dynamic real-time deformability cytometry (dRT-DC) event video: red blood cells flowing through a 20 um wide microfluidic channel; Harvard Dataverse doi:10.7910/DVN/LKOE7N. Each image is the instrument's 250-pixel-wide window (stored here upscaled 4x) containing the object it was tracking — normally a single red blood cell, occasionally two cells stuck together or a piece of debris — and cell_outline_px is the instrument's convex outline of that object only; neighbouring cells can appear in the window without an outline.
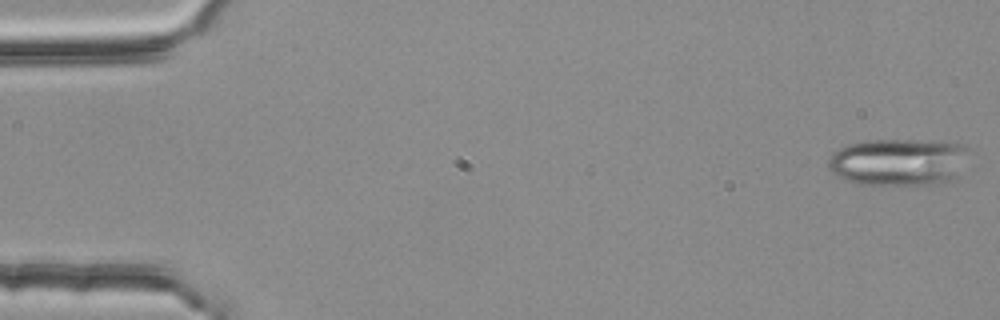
{"species": "common noctule bat (a hibernating species)", "species_latin": "Nyctalus noctula", "temperature_condition": "room temperature", "stored_images_in_passage": 54, "camera_frame_rate_fps": 3000, "um_per_image_px": 0.085, "animal": {"sex": "female", "body_mass_g": 25.1}, "frame": {"image": 1, "passage_image": 1, "time_ms": 0.0, "image_size_px": [1000, 320], "cell_outline_px": [[968, 148], [956, 176], [940, 184], [864, 184], [848, 180], [836, 176], [828, 168], [828, 160], [832, 152], [848, 144], [868, 140], [908, 140], [964, 144]], "centroid_in_image_um": [76.3, 13.76], "position_along_channel_um": 8.7, "area_um2": 38.03}}
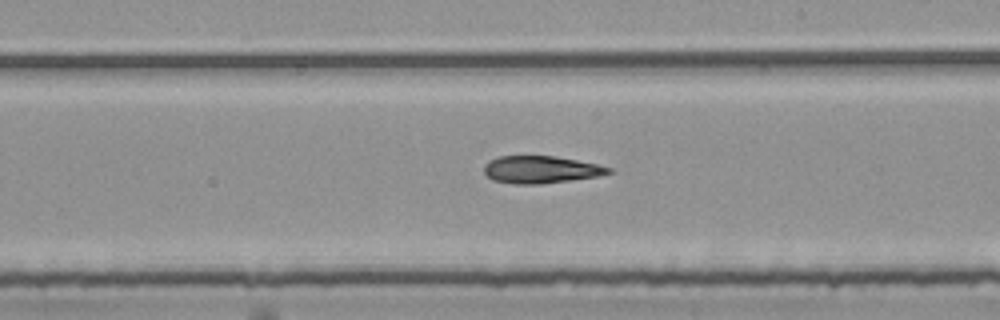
{"frame": {"image": 2, "passage_image": 31, "time_ms": 10.0, "image_size_px": [1000, 320], "cell_outline_px": [[612, 172], [596, 176], [540, 184], [516, 184], [492, 180], [484, 172], [484, 164], [488, 160], [496, 156], [556, 156], [596, 164], [612, 168]], "centroid_in_image_um": [45.91, 14.4], "position_along_channel_um": 243.1, "area_um2": 19.71}}
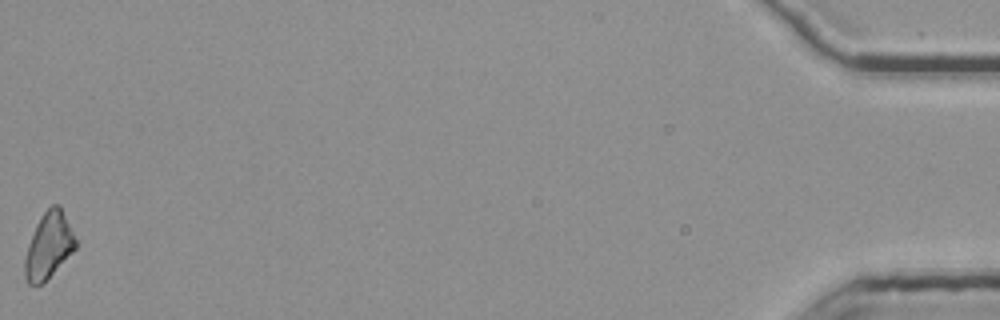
{"frame": {"image": 3, "passage_image": 54, "time_ms": 17.667, "image_size_px": [1000, 320], "cell_outline_px": [[76, 248], [40, 284], [28, 284], [24, 276], [24, 260], [28, 244], [36, 224], [44, 212], [52, 204], [56, 204], [60, 208], [76, 240]], "centroid_in_image_um": [4.09, 20.88], "position_along_channel_um": 431.1, "area_um2": 18.73}, "authors_computed_cell_mechanics": {"area_um2": 20.4901, "velocity_mm_per_s": 3.7889, "shape_relaxation_time_tau1_ms": null, "shape_relaxation_time_tau2_ms": 10.2591, "deformation_change_tau1": null, "deformation_change_tau2": 0.261}}